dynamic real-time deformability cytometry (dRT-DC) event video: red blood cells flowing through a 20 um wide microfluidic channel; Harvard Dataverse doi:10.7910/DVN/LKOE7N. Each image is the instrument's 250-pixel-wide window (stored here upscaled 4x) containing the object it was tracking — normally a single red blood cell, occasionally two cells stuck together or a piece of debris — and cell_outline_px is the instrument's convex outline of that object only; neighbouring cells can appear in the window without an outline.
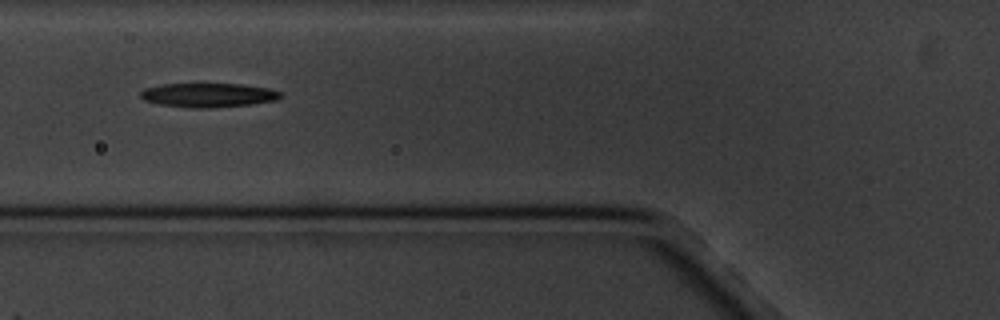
{"species": "common noctule bat (a hibernating species)", "species_latin": "Nyctalus noctula", "temperature_condition": "cold", "stored_images_in_passage": 7, "camera_frame_rate_fps": 3000, "um_per_image_px": 0.085, "animal": {"sex": "male", "body_mass_g": 20.1, "forearm_length_mm": 53.5}, "frame": {"image": 1, "passage_image": 4, "time_ms": 3.667, "image_size_px": [1000, 320], "cell_outline_px": [[284, 96], [276, 100], [252, 104], [212, 108], [188, 108], [160, 104], [144, 100], [140, 96], [140, 92], [144, 88], [160, 84], [244, 84], [268, 88], [280, 92]], "centroid_in_image_um": [17.71, 8.08], "position_along_channel_um": 108.1, "area_um2": 19.83}}
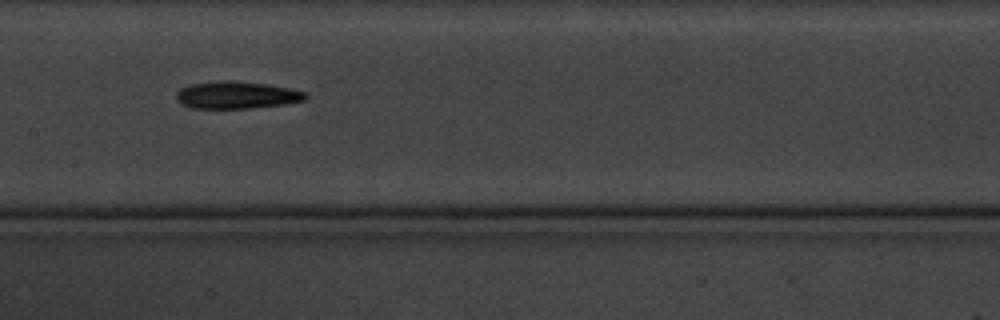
{"frame": {"image": 2, "passage_image": 6, "time_ms": 6.0, "image_size_px": [1000, 320], "cell_outline_px": [[308, 96], [304, 100], [280, 104], [248, 108], [188, 108], [180, 104], [176, 100], [176, 92], [180, 88], [188, 84], [220, 80], [232, 80], [268, 84], [288, 88], [304, 92]], "centroid_in_image_um": [20.01, 8.07], "position_along_channel_um": 187.4, "area_um2": 20.58}}
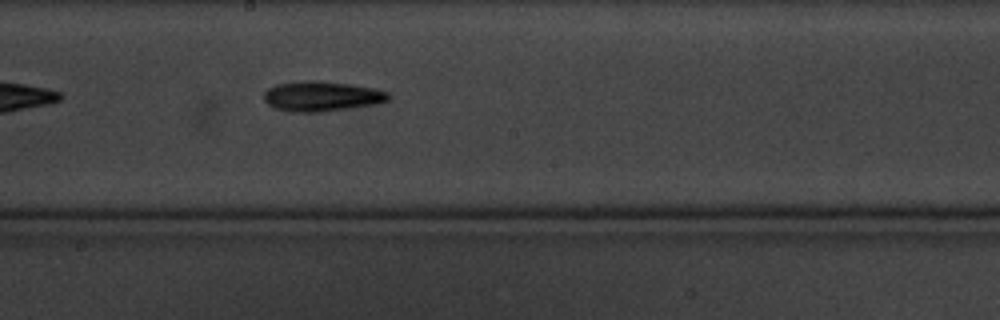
{"frame": {"image": 3, "passage_image": 7, "time_ms": 7.0, "image_size_px": [1000, 320], "cell_outline_px": [[392, 96], [388, 100], [376, 104], [320, 112], [292, 112], [272, 108], [264, 100], [264, 92], [268, 88], [276, 84], [304, 80], [312, 80], [352, 84], [372, 88], [388, 92]], "centroid_in_image_um": [27.32, 8.18], "position_along_channel_um": 220.9, "area_um2": 21.91}}